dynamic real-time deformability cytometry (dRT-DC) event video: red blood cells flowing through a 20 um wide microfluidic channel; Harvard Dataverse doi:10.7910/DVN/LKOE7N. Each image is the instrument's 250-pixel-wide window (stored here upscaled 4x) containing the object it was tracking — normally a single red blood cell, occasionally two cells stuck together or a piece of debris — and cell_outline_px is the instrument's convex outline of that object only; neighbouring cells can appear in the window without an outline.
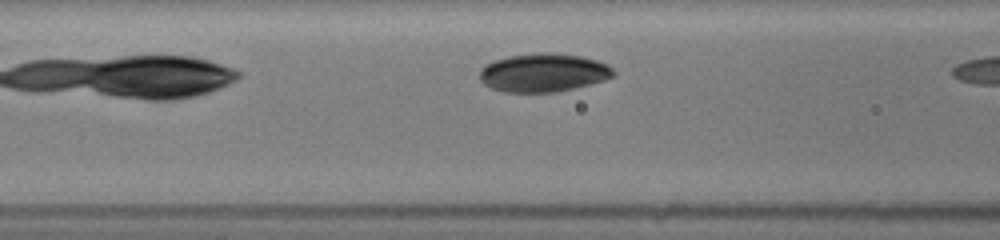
{"species": "common noctule bat (a hibernating species)", "species_latin": "Nyctalus noctula", "temperature_condition": "room temperature", "stored_images_in_passage": 5, "camera_frame_rate_fps": 3000, "um_per_image_px": 0.085, "animal": {"sex": "female", "body_mass_g": 19.5, "forearm_length_mm": 54.1}, "frame": {"image": 1, "passage_image": 4, "time_ms": 1.333, "image_size_px": [1000, 240], "cell_outline_px": [[616, 72], [612, 76], [604, 80], [556, 92], [504, 92], [492, 88], [484, 84], [480, 80], [480, 72], [488, 64], [496, 60], [508, 56], [536, 52], [544, 52], [580, 56], [596, 60], [608, 64]], "centroid_in_image_um": [46.2, 6.17], "position_along_channel_um": 120.4, "area_um2": 29.65}}